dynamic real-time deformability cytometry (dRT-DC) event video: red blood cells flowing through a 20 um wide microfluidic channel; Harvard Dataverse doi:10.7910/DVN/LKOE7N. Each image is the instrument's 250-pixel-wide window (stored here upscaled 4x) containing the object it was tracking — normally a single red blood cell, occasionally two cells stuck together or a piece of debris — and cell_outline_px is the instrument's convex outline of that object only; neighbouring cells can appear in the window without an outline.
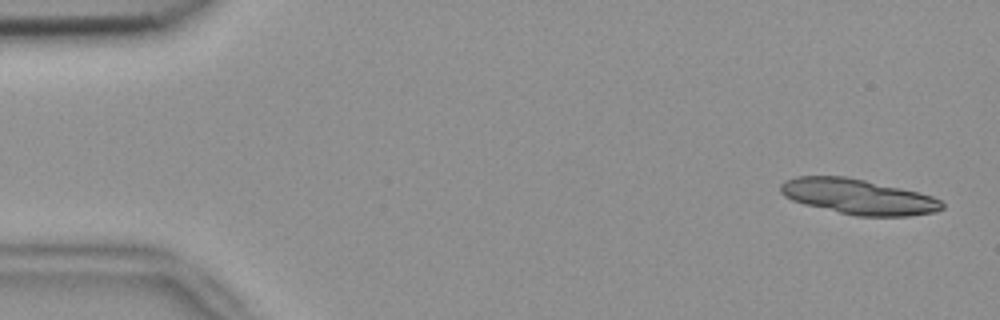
{"species": "common noctule bat (a hibernating species)", "species_latin": "Nyctalus noctula", "temperature_condition": "room temperature", "stored_images_in_passage": 53, "camera_frame_rate_fps": 3000, "um_per_image_px": 0.085, "animal": {"sex": "female", "body_mass_g": 18.4}, "frame": {"image": 1, "passage_image": 2, "time_ms": 0.333, "image_size_px": [1000, 320], "cell_outline_px": [[944, 208], [936, 212], [908, 216], [856, 216], [804, 204], [792, 200], [784, 196], [780, 192], [780, 184], [784, 180], [796, 176], [844, 176], [864, 180], [920, 192], [932, 196], [940, 200], [944, 204]], "centroid_in_image_um": [72.95, 16.71], "position_along_channel_um": 12.1, "area_um2": 33.23}}
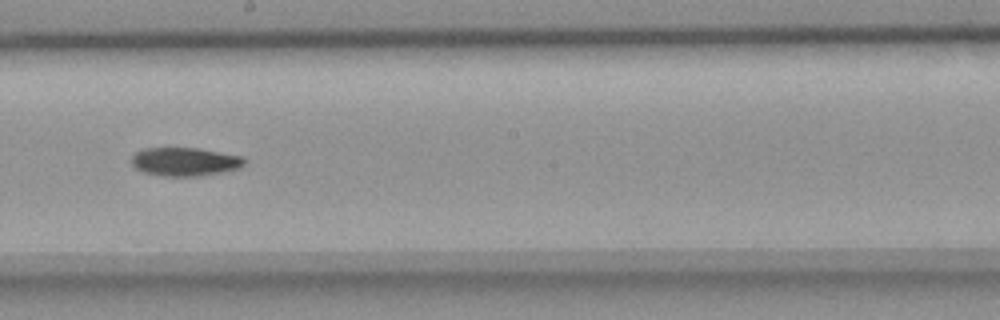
{"frame": {"image": 2, "passage_image": 30, "time_ms": 9.667, "image_size_px": [1000, 320], "cell_outline_px": [[244, 164], [240, 168], [200, 176], [164, 176], [144, 172], [136, 168], [132, 164], [132, 156], [136, 152], [144, 148], [196, 148], [244, 156]], "centroid_in_image_um": [15.72, 13.74], "position_along_channel_um": 232.5, "area_um2": 18.61}}
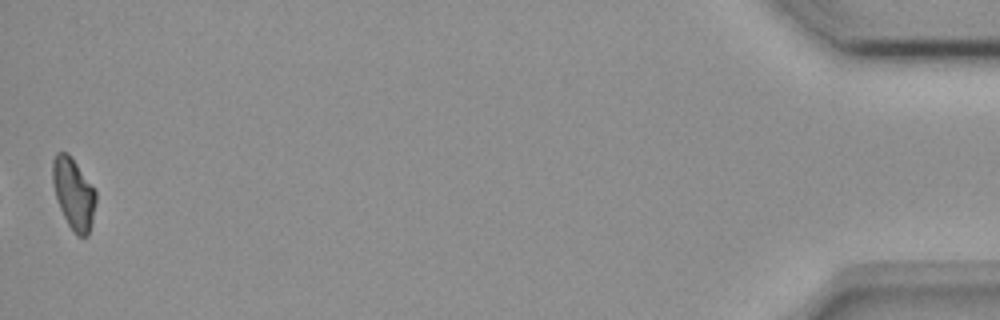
{"frame": {"image": 3, "passage_image": 53, "time_ms": 17.333, "image_size_px": [1000, 320], "cell_outline_px": [[96, 200], [92, 220], [88, 236], [76, 236], [68, 224], [60, 208], [56, 196], [52, 180], [52, 160], [56, 152], [68, 152], [96, 192]], "centroid_in_image_um": [6.24, 16.45], "position_along_channel_um": 429.0, "area_um2": 17.69}, "authors_computed_cell_mechanics": {"area_um2": 18.9006, "velocity_mm_per_s": 3.7904, "shape_relaxation_time_tau1_ms": 4.2369, "shape_relaxation_time_tau2_ms": null, "deformation_change_tau1": 0.1324, "deformation_change_tau2": null}}